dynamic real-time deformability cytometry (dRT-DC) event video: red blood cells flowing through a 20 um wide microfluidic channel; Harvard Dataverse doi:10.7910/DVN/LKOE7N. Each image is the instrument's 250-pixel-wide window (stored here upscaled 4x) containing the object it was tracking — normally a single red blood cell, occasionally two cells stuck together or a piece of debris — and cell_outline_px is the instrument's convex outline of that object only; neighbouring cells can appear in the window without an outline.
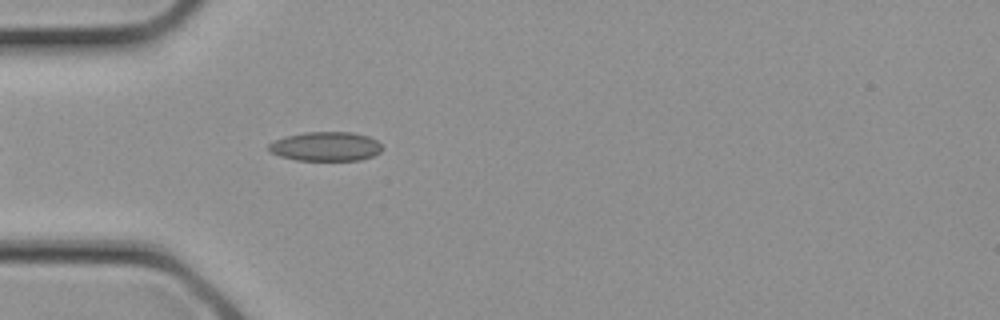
{"species": "common noctule bat (a hibernating species)", "species_latin": "Nyctalus noctula", "temperature_condition": "cold", "stored_images_in_passage": 15, "camera_frame_rate_fps": 3000, "um_per_image_px": 0.085, "animal": {"sex": "female", "body_mass_g": 21.9}, "frame": {"image": 1, "passage_image": 8, "time_ms": 2.333, "image_size_px": [1000, 320], "cell_outline_px": [[384, 148], [380, 152], [372, 156], [360, 160], [296, 160], [280, 156], [272, 152], [268, 148], [268, 144], [272, 140], [304, 132], [352, 132], [368, 136], [376, 140]], "centroid_in_image_um": [27.69, 12.44], "position_along_channel_um": 57.3, "area_um2": 19.31}}
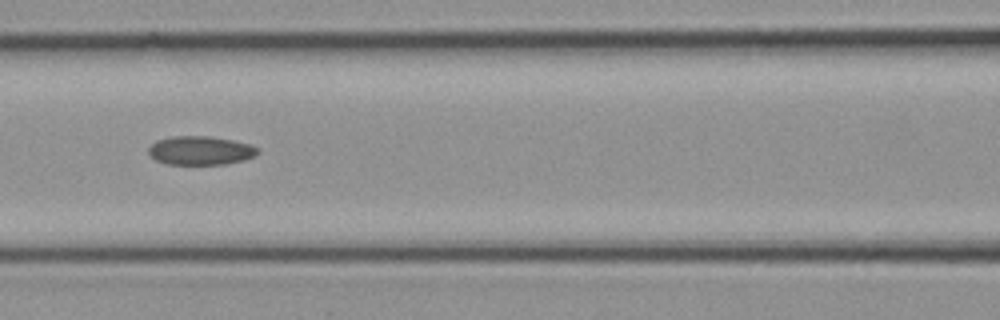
{"frame": {"image": 2, "passage_image": 12, "time_ms": 3.667, "image_size_px": [1000, 320], "cell_outline_px": [[260, 152], [256, 156], [244, 160], [228, 164], [168, 164], [156, 160], [148, 152], [148, 148], [156, 140], [172, 136], [208, 136], [232, 140], [252, 144], [260, 148]], "centroid_in_image_um": [17.1, 12.79], "position_along_channel_um": 149.5, "area_um2": 18.5}}
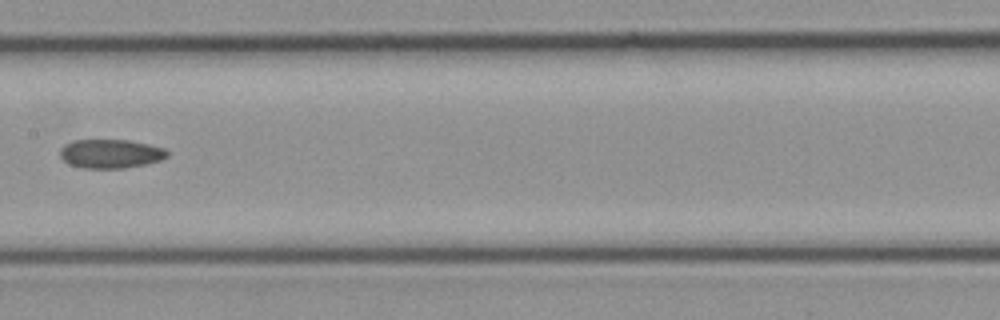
{"frame": {"image": 3, "passage_image": 14, "time_ms": 4.333, "image_size_px": [1000, 320], "cell_outline_px": [[168, 156], [160, 160], [144, 164], [124, 168], [84, 168], [68, 164], [60, 156], [60, 148], [64, 144], [72, 140], [128, 140], [148, 144], [164, 148], [168, 152]], "centroid_in_image_um": [9.37, 13.06], "position_along_channel_um": 198.0, "area_um2": 18.03}}